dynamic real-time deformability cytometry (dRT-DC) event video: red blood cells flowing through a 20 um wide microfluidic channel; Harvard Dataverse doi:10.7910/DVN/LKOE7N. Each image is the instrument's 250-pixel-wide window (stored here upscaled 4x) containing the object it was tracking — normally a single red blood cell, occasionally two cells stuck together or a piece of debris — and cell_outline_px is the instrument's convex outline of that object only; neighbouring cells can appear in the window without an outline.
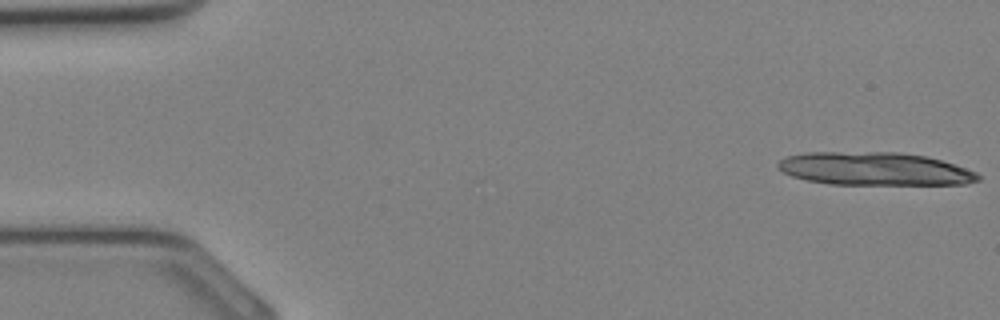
{"species": "Egyptian fruit bat (a non-hibernating species)", "species_latin": "Rousettus aegyptiacus", "temperature_condition": "cold", "stored_images_in_passage": 11, "camera_frame_rate_fps": 3000, "um_per_image_px": 0.085, "animal": {"sex": "female"}, "frame": {"image": 1, "passage_image": 1, "time_ms": 0.0, "image_size_px": [1000, 320], "cell_outline_px": [[980, 180], [964, 184], [828, 184], [808, 180], [792, 176], [784, 172], [776, 164], [780, 160], [788, 156], [804, 152], [896, 152], [924, 156], [940, 160], [976, 172], [980, 176]], "centroid_in_image_um": [74.31, 14.35], "position_along_channel_um": 10.7, "area_um2": 38.21}}